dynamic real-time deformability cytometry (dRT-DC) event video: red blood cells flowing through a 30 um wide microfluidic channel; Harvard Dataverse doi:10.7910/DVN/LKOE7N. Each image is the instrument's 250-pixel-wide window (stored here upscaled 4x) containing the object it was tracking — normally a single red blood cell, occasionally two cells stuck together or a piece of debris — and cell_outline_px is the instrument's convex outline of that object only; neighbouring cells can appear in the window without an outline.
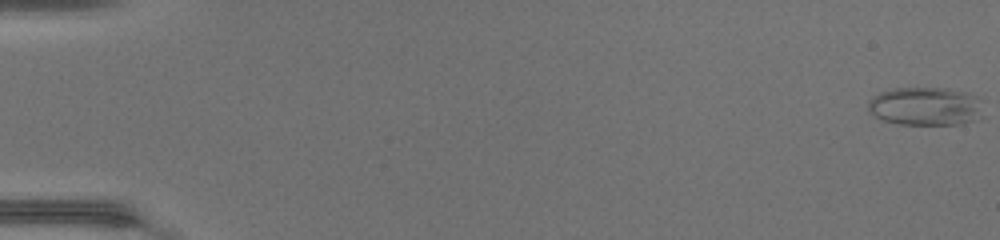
{"species": "common noctule bat (a hibernating species)", "species_latin": "Nyctalus noctula", "temperature_condition": "warm", "stored_images_in_passage": 49, "camera_frame_rate_fps": 3000, "um_per_image_px": 0.085, "animal": {"sex": "female", "body_mass_g": 17.0, "forearm_length_mm": 48.0}, "frame": {"image": 1, "passage_image": 1, "time_ms": 0.0, "image_size_px": [1000, 240], "cell_outline_px": [[984, 116], [960, 124], [900, 124], [884, 120], [876, 116], [868, 108], [868, 100], [872, 96], [880, 92], [892, 88], [948, 88], [968, 92], [976, 96]], "centroid_in_image_um": [78.66, 9.02], "position_along_channel_um": 6.3, "area_um2": 25.72}}
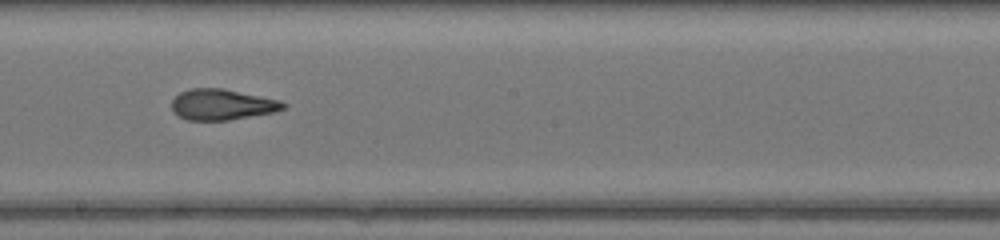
{"frame": {"image": 2, "passage_image": 29, "time_ms": 9.333, "image_size_px": [1000, 240], "cell_outline_px": [[288, 108], [276, 112], [228, 120], [188, 120], [176, 116], [172, 112], [172, 100], [180, 92], [192, 88], [224, 88], [280, 100], [288, 104]], "centroid_in_image_um": [18.9, 8.89], "position_along_channel_um": 229.3, "area_um2": 20.35}}
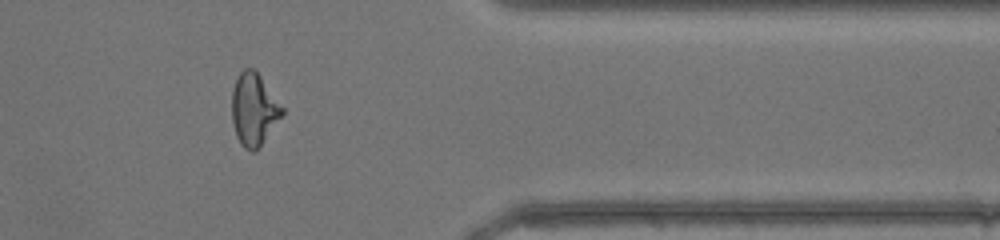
{"frame": {"image": 3, "passage_image": 41, "time_ms": 13.333, "image_size_px": [1000, 240], "cell_outline_px": [[284, 112], [260, 144], [252, 152], [244, 148], [240, 144], [236, 136], [232, 124], [232, 92], [236, 80], [240, 72], [244, 68], [252, 68], [260, 76], [284, 108]], "centroid_in_image_um": [21.55, 9.29], "position_along_channel_um": 389.9, "area_um2": 20.69}, "authors_computed_cell_mechanics": {"area_um2": 21.7328, "velocity_mm_per_s": 4.3927, "shape_relaxation_time_tau1_ms": 7.2966, "shape_relaxation_time_tau2_ms": 1.5096, "deformation_change_tau1": 0.2273, "deformation_change_tau2": 0.0977}}